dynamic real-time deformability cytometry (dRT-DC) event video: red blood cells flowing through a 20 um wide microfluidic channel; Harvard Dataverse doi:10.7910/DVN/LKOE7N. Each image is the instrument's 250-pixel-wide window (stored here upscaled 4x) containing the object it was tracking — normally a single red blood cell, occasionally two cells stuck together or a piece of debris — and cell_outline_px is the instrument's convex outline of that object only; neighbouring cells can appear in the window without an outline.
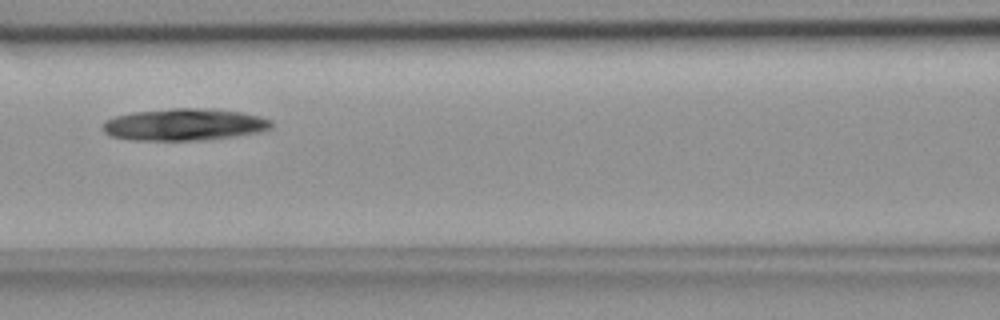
{"species": "common noctule bat (a hibernating species)", "species_latin": "Nyctalus noctula", "temperature_condition": "room temperature", "stored_images_in_passage": 4, "camera_frame_rate_fps": 3000, "um_per_image_px": 0.085, "animal": {"sex": "female", "body_mass_g": 18.4}, "frame": {"image": 1, "passage_image": 4, "time_ms": 1.0, "image_size_px": [1000, 320], "cell_outline_px": [[272, 128], [256, 132], [236, 136], [204, 140], [132, 140], [112, 136], [104, 132], [104, 120], [116, 116], [132, 112], [172, 108], [200, 108], [240, 112], [260, 116], [272, 120]], "centroid_in_image_um": [15.66, 10.59], "position_along_channel_um": 150.9, "area_um2": 31.27}}